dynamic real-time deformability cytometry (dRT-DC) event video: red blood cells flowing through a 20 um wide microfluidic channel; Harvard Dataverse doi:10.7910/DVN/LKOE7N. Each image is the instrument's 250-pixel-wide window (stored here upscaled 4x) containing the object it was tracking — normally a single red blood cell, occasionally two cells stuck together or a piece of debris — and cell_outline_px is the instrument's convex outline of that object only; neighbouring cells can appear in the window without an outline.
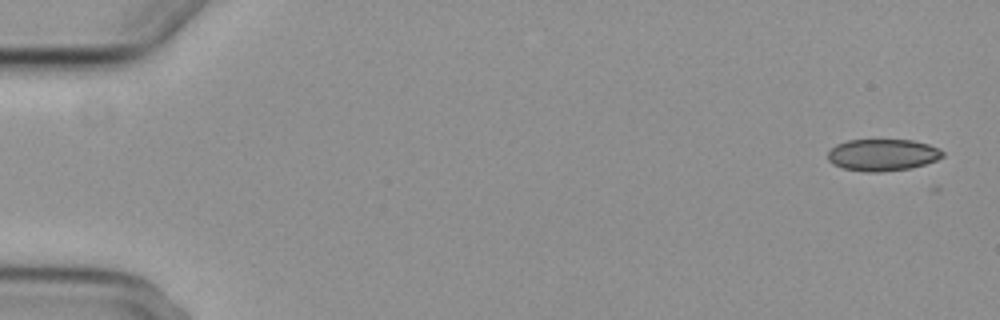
{"species": "common noctule bat (a hibernating species)", "species_latin": "Nyctalus noctula", "temperature_condition": "cold", "stored_images_in_passage": 6, "camera_frame_rate_fps": 3000, "um_per_image_px": 0.085, "animal": {"sex": "female", "body_mass_g": 29.2, "forearm_length_mm": 56.3}, "frame": {"image": 1, "passage_image": 1, "time_ms": 0.0, "image_size_px": [1000, 320], "cell_outline_px": [[944, 156], [936, 160], [912, 168], [880, 172], [864, 172], [844, 168], [832, 164], [828, 160], [828, 152], [836, 144], [848, 140], [912, 140], [928, 144], [940, 148], [944, 152]], "centroid_in_image_um": [75.03, 13.17], "position_along_channel_um": 10.0, "area_um2": 21.39}}
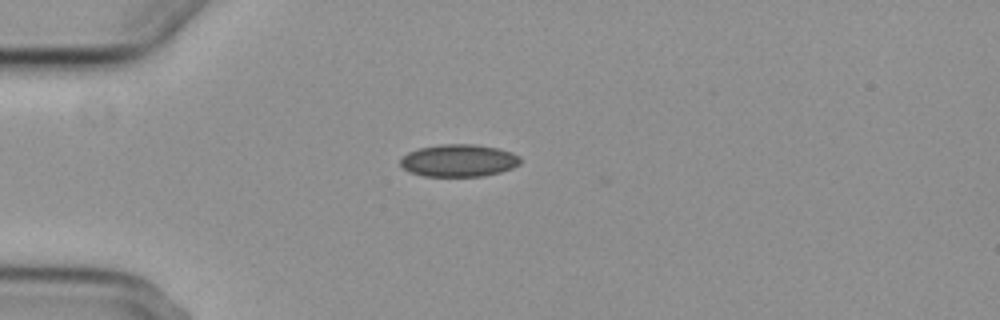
{"frame": {"image": 2, "passage_image": 4, "time_ms": 4.333, "image_size_px": [1000, 320], "cell_outline_px": [[520, 164], [512, 168], [500, 172], [484, 176], [424, 176], [408, 172], [400, 164], [400, 160], [408, 152], [420, 148], [440, 144], [476, 144], [496, 148], [512, 152], [520, 156]], "centroid_in_image_um": [39.0, 13.65], "position_along_channel_um": 46.0, "area_um2": 22.66}}
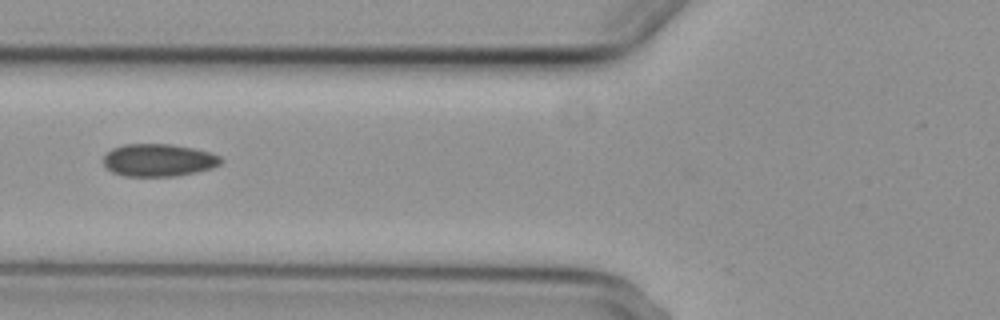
{"frame": {"image": 3, "passage_image": 6, "time_ms": 6.667, "image_size_px": [1000, 320], "cell_outline_px": [[224, 160], [220, 164], [212, 168], [196, 172], [176, 176], [124, 176], [112, 172], [104, 164], [104, 156], [112, 148], [124, 144], [172, 144], [212, 152], [220, 156]], "centroid_in_image_um": [13.51, 13.61], "position_along_channel_um": 112.3, "area_um2": 22.37}}